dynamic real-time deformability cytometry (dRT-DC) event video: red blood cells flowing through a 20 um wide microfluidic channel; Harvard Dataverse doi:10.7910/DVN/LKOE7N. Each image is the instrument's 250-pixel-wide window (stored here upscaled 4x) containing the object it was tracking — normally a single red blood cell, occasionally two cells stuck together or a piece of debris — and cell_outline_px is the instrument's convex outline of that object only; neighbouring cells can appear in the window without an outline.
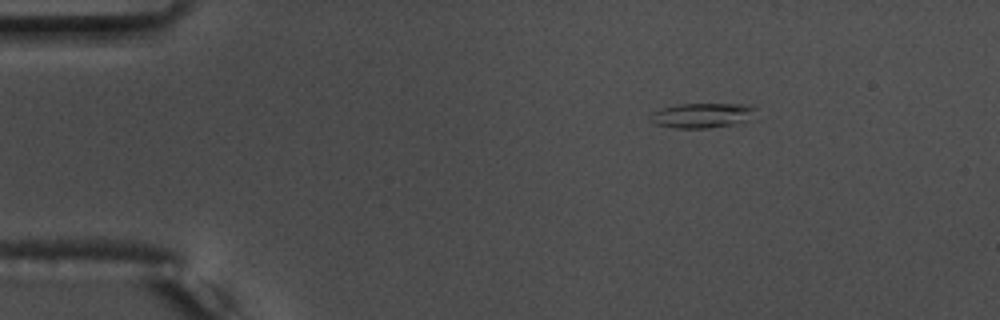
{"species": "common noctule bat (a hibernating species)", "species_latin": "Nyctalus noctula", "temperature_condition": "warm", "stored_images_in_passage": 47, "camera_frame_rate_fps": 3000, "um_per_image_px": 0.085, "animal": {"sex": "male", "body_mass_g": 17.5, "forearm_length_mm": 52.3}, "frame": {"image": 1, "passage_image": 1, "time_ms": 0.0, "image_size_px": [1000, 320], "cell_outline_px": [[756, 108], [748, 120], [732, 124], [708, 128], [676, 128], [656, 124], [648, 120], [648, 116], [652, 112], [664, 108], [680, 104], [744, 104]], "centroid_in_image_um": [59.62, 9.81], "position_along_channel_um": 25.4, "area_um2": 15.03}}
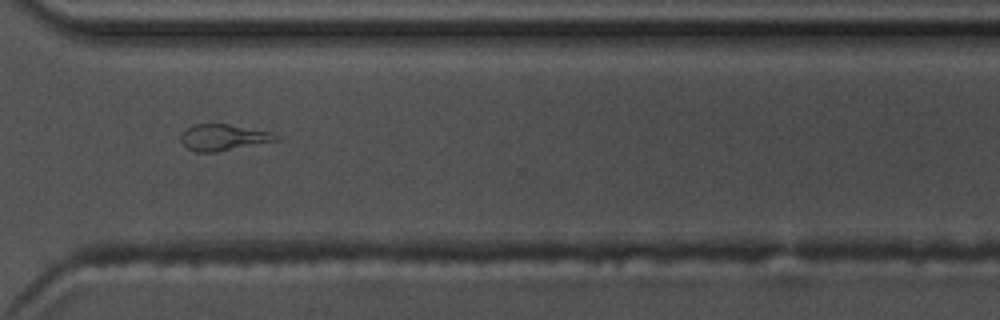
{"frame": {"image": 2, "passage_image": 33, "time_ms": 10.667, "image_size_px": [1000, 320], "cell_outline_px": [[280, 140], [216, 152], [196, 152], [188, 148], [180, 140], [180, 136], [192, 124], [228, 124], [272, 132], [280, 136]], "centroid_in_image_um": [19.02, 11.68], "position_along_channel_um": 351.6, "area_um2": 14.51}}
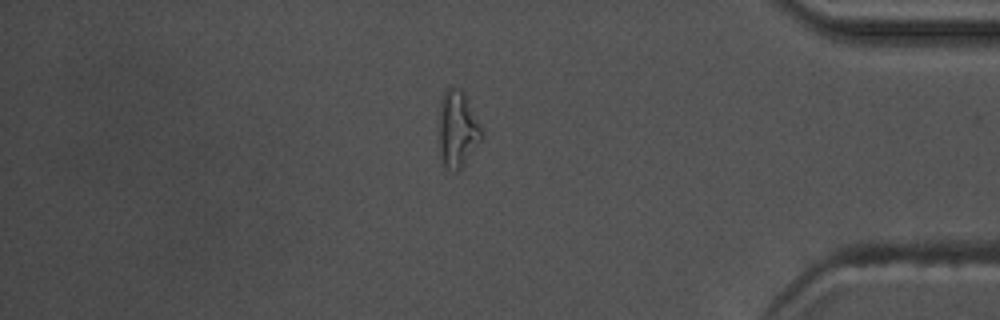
{"frame": {"image": 3, "passage_image": 39, "time_ms": 12.667, "image_size_px": [1000, 320], "cell_outline_px": [[484, 136], [464, 164], [456, 172], [448, 168], [440, 160], [440, 100], [444, 92], [452, 84], [460, 88], [464, 92], [484, 132]], "centroid_in_image_um": [38.9, 10.94], "position_along_channel_um": 396.3, "area_um2": 19.07}, "authors_computed_cell_mechanics": {"area_um2": 14.1032, "velocity_mm_per_s": 3.7443, "shape_relaxation_time_tau1_ms": null, "shape_relaxation_time_tau2_ms": 6.9902, "deformation_change_tau1": null, "deformation_change_tau2": 0.2051}}